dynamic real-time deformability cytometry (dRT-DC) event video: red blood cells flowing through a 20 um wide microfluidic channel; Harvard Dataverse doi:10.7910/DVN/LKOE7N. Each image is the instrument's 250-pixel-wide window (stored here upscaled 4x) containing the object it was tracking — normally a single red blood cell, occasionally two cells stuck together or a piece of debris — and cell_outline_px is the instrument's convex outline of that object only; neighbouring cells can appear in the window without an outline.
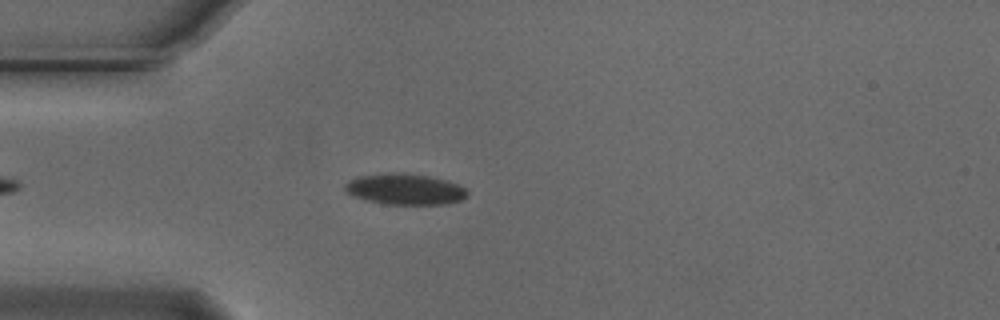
{"species": "Egyptian fruit bat (a non-hibernating species)", "species_latin": "Rousettus aegyptiacus", "temperature_condition": "cold", "stored_images_in_passage": 48, "camera_frame_rate_fps": 3000, "um_per_image_px": 0.085, "animal": {"sex": "male"}, "frame": {"image": 1, "passage_image": 8, "time_ms": 2.333, "image_size_px": [1000, 320], "cell_outline_px": [[468, 196], [460, 200], [448, 204], [384, 204], [352, 196], [344, 192], [344, 184], [348, 180], [360, 176], [392, 172], [404, 172], [428, 176], [444, 180], [456, 184], [464, 188], [468, 192]], "centroid_in_image_um": [34.38, 16.08], "position_along_channel_um": 50.6, "area_um2": 22.14}}
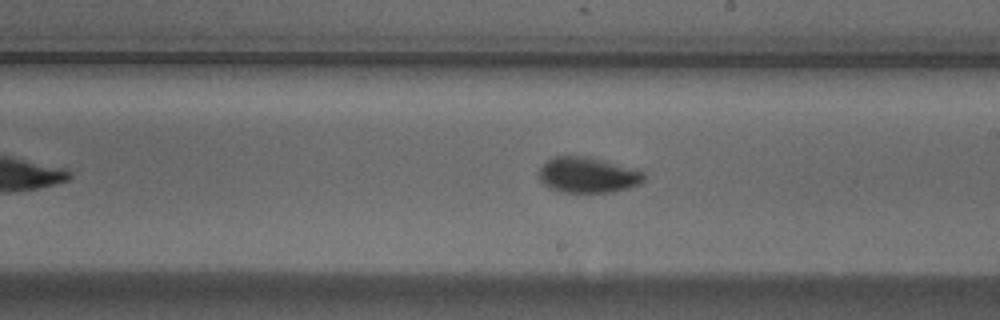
{"frame": {"image": 2, "passage_image": 24, "time_ms": 7.667, "image_size_px": [1000, 320], "cell_outline_px": [[648, 176], [640, 184], [628, 188], [612, 192], [560, 192], [548, 188], [540, 180], [540, 168], [552, 156], [592, 156], [640, 168]], "centroid_in_image_um": [50.06, 14.85], "position_along_channel_um": 238.9, "area_um2": 22.48}}
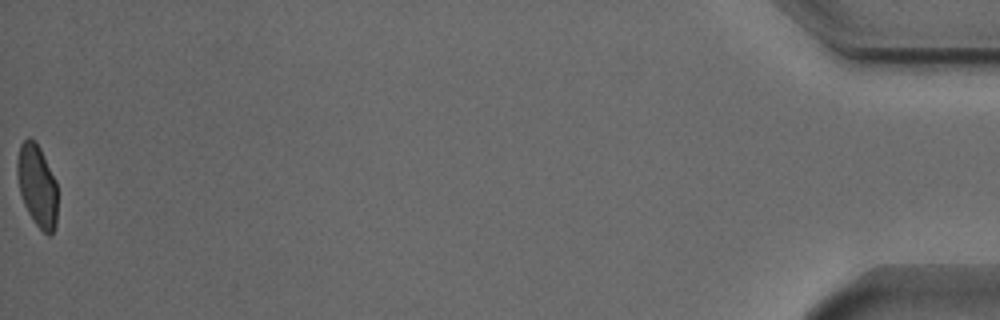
{"frame": {"image": 3, "passage_image": 48, "time_ms": 15.667, "image_size_px": [1000, 320], "cell_outline_px": [[56, 224], [52, 236], [48, 236], [36, 224], [28, 212], [24, 204], [20, 192], [16, 172], [16, 160], [20, 144], [28, 136], [40, 148], [56, 180]], "centroid_in_image_um": [3.14, 15.78], "position_along_channel_um": 432.1, "area_um2": 19.25}, "authors_computed_cell_mechanics": {"area_um2": 21.386, "velocity_mm_per_s": 3.7354, "shape_relaxation_time_tau1_ms": 5.0516, "shape_relaxation_time_tau2_ms": null, "deformation_change_tau1": 0.1317, "deformation_change_tau2": null}}